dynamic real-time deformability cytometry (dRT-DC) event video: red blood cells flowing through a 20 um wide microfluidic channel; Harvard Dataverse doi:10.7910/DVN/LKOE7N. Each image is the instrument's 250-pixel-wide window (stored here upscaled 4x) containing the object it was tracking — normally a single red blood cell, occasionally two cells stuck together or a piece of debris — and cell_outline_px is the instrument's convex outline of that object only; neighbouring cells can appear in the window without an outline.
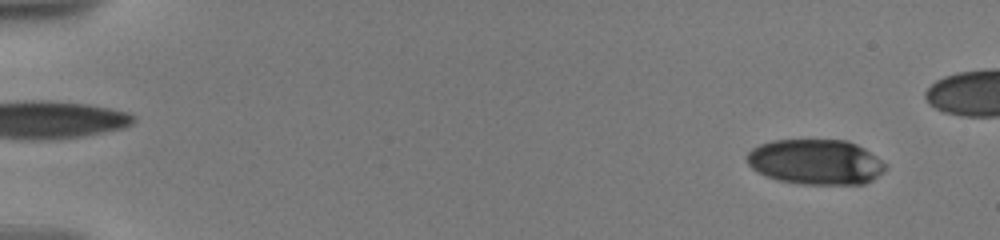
{"species": "human", "species_latin": "Homo sapiens", "temperature_condition": "warm", "stored_images_in_passage": 44, "camera_frame_rate_fps": 3000, "um_per_image_px": 0.085, "donor": {"sex": "male"}, "frame": {"image": 1, "passage_image": 6, "time_ms": 1.0, "image_size_px": [1000, 240], "cell_outline_px": [[884, 172], [872, 180], [864, 184], [800, 184], [780, 180], [768, 176], [752, 168], [748, 164], [748, 152], [752, 148], [760, 144], [772, 140], [848, 140], [864, 148], [880, 160], [884, 164]], "centroid_in_image_um": [69.33, 13.76], "position_along_channel_um": 15.7, "area_um2": 36.18}}
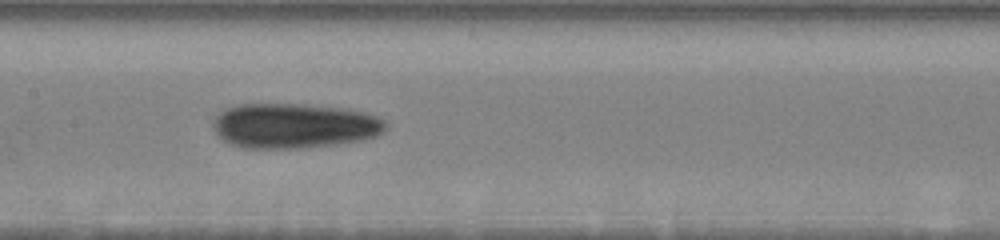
{"frame": {"image": 2, "passage_image": 35, "time_ms": 9.667, "image_size_px": [1000, 240], "cell_outline_px": [[388, 128], [376, 136], [360, 140], [332, 144], [296, 148], [244, 148], [232, 144], [224, 140], [216, 132], [212, 124], [216, 116], [224, 108], [236, 104], [320, 104], [348, 108], [364, 112], [376, 116], [384, 120], [388, 124]], "centroid_in_image_um": [25.02, 10.66], "position_along_channel_um": 182.4, "area_um2": 45.49}}
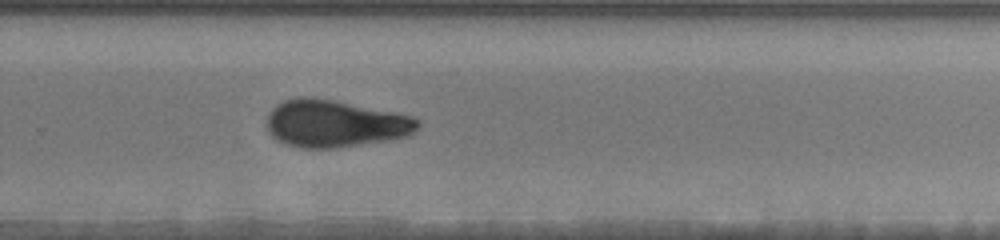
{"frame": {"image": 3, "passage_image": 44, "time_ms": 13.0, "image_size_px": [1000, 240], "cell_outline_px": [[420, 124], [408, 136], [388, 140], [336, 148], [300, 148], [276, 140], [268, 132], [264, 124], [268, 112], [276, 104], [284, 100], [304, 96], [308, 96], [332, 100], [396, 112], [412, 116], [420, 120]], "centroid_in_image_um": [28.42, 10.5], "position_along_channel_um": 301.4, "area_um2": 41.85}}